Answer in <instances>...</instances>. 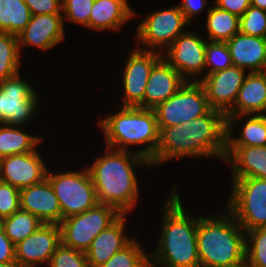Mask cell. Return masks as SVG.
Instances as JSON below:
<instances>
[{"mask_svg":"<svg viewBox=\"0 0 266 267\" xmlns=\"http://www.w3.org/2000/svg\"><path fill=\"white\" fill-rule=\"evenodd\" d=\"M159 128V145L150 165L187 157H216L225 160L227 119L219 110L168 127Z\"/></svg>","mask_w":266,"mask_h":267,"instance_id":"6da1fadb","label":"cell"},{"mask_svg":"<svg viewBox=\"0 0 266 267\" xmlns=\"http://www.w3.org/2000/svg\"><path fill=\"white\" fill-rule=\"evenodd\" d=\"M105 153L87 166L97 200L114 207L120 214H127L134 210L140 195L135 167H151L150 161L135 151L106 147Z\"/></svg>","mask_w":266,"mask_h":267,"instance_id":"7a4b0ae2","label":"cell"},{"mask_svg":"<svg viewBox=\"0 0 266 267\" xmlns=\"http://www.w3.org/2000/svg\"><path fill=\"white\" fill-rule=\"evenodd\" d=\"M173 187V192L162 208V233L158 246L152 254L149 253L150 267H200L197 247L198 217L186 213L178 187Z\"/></svg>","mask_w":266,"mask_h":267,"instance_id":"3957f363","label":"cell"},{"mask_svg":"<svg viewBox=\"0 0 266 267\" xmlns=\"http://www.w3.org/2000/svg\"><path fill=\"white\" fill-rule=\"evenodd\" d=\"M217 216L198 217L200 267H232L245 263L246 232L229 211L226 216L220 213Z\"/></svg>","mask_w":266,"mask_h":267,"instance_id":"277c9868","label":"cell"},{"mask_svg":"<svg viewBox=\"0 0 266 267\" xmlns=\"http://www.w3.org/2000/svg\"><path fill=\"white\" fill-rule=\"evenodd\" d=\"M107 147L130 151L129 145H143L142 150H135L148 161L159 145V128L154 109L136 106H123L116 114L99 121Z\"/></svg>","mask_w":266,"mask_h":267,"instance_id":"5b68a950","label":"cell"},{"mask_svg":"<svg viewBox=\"0 0 266 267\" xmlns=\"http://www.w3.org/2000/svg\"><path fill=\"white\" fill-rule=\"evenodd\" d=\"M232 190L226 208L244 231L266 227V179H233Z\"/></svg>","mask_w":266,"mask_h":267,"instance_id":"8992f818","label":"cell"},{"mask_svg":"<svg viewBox=\"0 0 266 267\" xmlns=\"http://www.w3.org/2000/svg\"><path fill=\"white\" fill-rule=\"evenodd\" d=\"M46 178L50 181L59 201L62 219L81 214L99 203L86 166L79 172L68 171L56 174L47 170Z\"/></svg>","mask_w":266,"mask_h":267,"instance_id":"52a82bcc","label":"cell"},{"mask_svg":"<svg viewBox=\"0 0 266 267\" xmlns=\"http://www.w3.org/2000/svg\"><path fill=\"white\" fill-rule=\"evenodd\" d=\"M120 215L114 207L98 203L81 214L62 219L59 223L61 243L86 252L91 246L92 240Z\"/></svg>","mask_w":266,"mask_h":267,"instance_id":"ba28073f","label":"cell"},{"mask_svg":"<svg viewBox=\"0 0 266 267\" xmlns=\"http://www.w3.org/2000/svg\"><path fill=\"white\" fill-rule=\"evenodd\" d=\"M186 25L190 23L185 19L178 5L148 13L145 20L143 19L137 26L136 38L140 44L136 46L161 53L162 50H167L179 35L186 32L183 29Z\"/></svg>","mask_w":266,"mask_h":267,"instance_id":"9c48e42d","label":"cell"},{"mask_svg":"<svg viewBox=\"0 0 266 267\" xmlns=\"http://www.w3.org/2000/svg\"><path fill=\"white\" fill-rule=\"evenodd\" d=\"M210 109L204 87L199 82H185L173 96L154 108V111L158 127H168L191 122Z\"/></svg>","mask_w":266,"mask_h":267,"instance_id":"30bf717a","label":"cell"},{"mask_svg":"<svg viewBox=\"0 0 266 267\" xmlns=\"http://www.w3.org/2000/svg\"><path fill=\"white\" fill-rule=\"evenodd\" d=\"M20 72L0 81V123L23 128L38 110V96Z\"/></svg>","mask_w":266,"mask_h":267,"instance_id":"8fae6325","label":"cell"},{"mask_svg":"<svg viewBox=\"0 0 266 267\" xmlns=\"http://www.w3.org/2000/svg\"><path fill=\"white\" fill-rule=\"evenodd\" d=\"M206 43L197 33L188 31L179 35L162 57L186 82H199L205 68Z\"/></svg>","mask_w":266,"mask_h":267,"instance_id":"7c38bea8","label":"cell"},{"mask_svg":"<svg viewBox=\"0 0 266 267\" xmlns=\"http://www.w3.org/2000/svg\"><path fill=\"white\" fill-rule=\"evenodd\" d=\"M126 60L122 85L124 89L123 106L144 108V94L153 65L164 54L136 47Z\"/></svg>","mask_w":266,"mask_h":267,"instance_id":"4fadbf2b","label":"cell"},{"mask_svg":"<svg viewBox=\"0 0 266 267\" xmlns=\"http://www.w3.org/2000/svg\"><path fill=\"white\" fill-rule=\"evenodd\" d=\"M246 72L247 70L233 65L225 70L200 77L199 83L204 87L211 109L219 110L225 115L231 110L243 85Z\"/></svg>","mask_w":266,"mask_h":267,"instance_id":"5bb4252c","label":"cell"},{"mask_svg":"<svg viewBox=\"0 0 266 267\" xmlns=\"http://www.w3.org/2000/svg\"><path fill=\"white\" fill-rule=\"evenodd\" d=\"M61 244L59 224L43 223L35 232L15 245V260L25 267L48 266L51 256Z\"/></svg>","mask_w":266,"mask_h":267,"instance_id":"9a60e30c","label":"cell"},{"mask_svg":"<svg viewBox=\"0 0 266 267\" xmlns=\"http://www.w3.org/2000/svg\"><path fill=\"white\" fill-rule=\"evenodd\" d=\"M47 170L38 149L0 158V180L19 190L42 182Z\"/></svg>","mask_w":266,"mask_h":267,"instance_id":"2e32d148","label":"cell"},{"mask_svg":"<svg viewBox=\"0 0 266 267\" xmlns=\"http://www.w3.org/2000/svg\"><path fill=\"white\" fill-rule=\"evenodd\" d=\"M63 14L31 15L25 29L17 36L19 50L23 46H35L41 51H48L65 38ZM23 45V46H22Z\"/></svg>","mask_w":266,"mask_h":267,"instance_id":"e0dca14e","label":"cell"},{"mask_svg":"<svg viewBox=\"0 0 266 267\" xmlns=\"http://www.w3.org/2000/svg\"><path fill=\"white\" fill-rule=\"evenodd\" d=\"M20 209L35 215L45 224H59L62 221L59 201L47 178L20 190Z\"/></svg>","mask_w":266,"mask_h":267,"instance_id":"ac0fdd59","label":"cell"},{"mask_svg":"<svg viewBox=\"0 0 266 267\" xmlns=\"http://www.w3.org/2000/svg\"><path fill=\"white\" fill-rule=\"evenodd\" d=\"M186 81L163 57L152 67L144 94V108L154 109L173 96Z\"/></svg>","mask_w":266,"mask_h":267,"instance_id":"d6986e66","label":"cell"},{"mask_svg":"<svg viewBox=\"0 0 266 267\" xmlns=\"http://www.w3.org/2000/svg\"><path fill=\"white\" fill-rule=\"evenodd\" d=\"M121 214L112 224L99 233L85 252L90 267L106 263L116 252L126 247L134 238L126 235V217Z\"/></svg>","mask_w":266,"mask_h":267,"instance_id":"ffe728a7","label":"cell"},{"mask_svg":"<svg viewBox=\"0 0 266 267\" xmlns=\"http://www.w3.org/2000/svg\"><path fill=\"white\" fill-rule=\"evenodd\" d=\"M224 162L233 179H266V146H226Z\"/></svg>","mask_w":266,"mask_h":267,"instance_id":"44dd1931","label":"cell"},{"mask_svg":"<svg viewBox=\"0 0 266 267\" xmlns=\"http://www.w3.org/2000/svg\"><path fill=\"white\" fill-rule=\"evenodd\" d=\"M234 66L249 73L261 72L266 61V38L238 32L226 42Z\"/></svg>","mask_w":266,"mask_h":267,"instance_id":"7402d4cb","label":"cell"},{"mask_svg":"<svg viewBox=\"0 0 266 267\" xmlns=\"http://www.w3.org/2000/svg\"><path fill=\"white\" fill-rule=\"evenodd\" d=\"M266 112V76L247 73L237 100L226 116L264 114Z\"/></svg>","mask_w":266,"mask_h":267,"instance_id":"603a6c76","label":"cell"},{"mask_svg":"<svg viewBox=\"0 0 266 267\" xmlns=\"http://www.w3.org/2000/svg\"><path fill=\"white\" fill-rule=\"evenodd\" d=\"M135 12L128 0H94L89 29L118 31L128 20L133 19Z\"/></svg>","mask_w":266,"mask_h":267,"instance_id":"cb8c5ba5","label":"cell"},{"mask_svg":"<svg viewBox=\"0 0 266 267\" xmlns=\"http://www.w3.org/2000/svg\"><path fill=\"white\" fill-rule=\"evenodd\" d=\"M243 116L249 117L243 123L239 137H233L234 124ZM226 119V146H266V114L226 116Z\"/></svg>","mask_w":266,"mask_h":267,"instance_id":"d4e9b609","label":"cell"},{"mask_svg":"<svg viewBox=\"0 0 266 267\" xmlns=\"http://www.w3.org/2000/svg\"><path fill=\"white\" fill-rule=\"evenodd\" d=\"M43 137L29 135L18 126L0 123V158L35 151Z\"/></svg>","mask_w":266,"mask_h":267,"instance_id":"484cf974","label":"cell"},{"mask_svg":"<svg viewBox=\"0 0 266 267\" xmlns=\"http://www.w3.org/2000/svg\"><path fill=\"white\" fill-rule=\"evenodd\" d=\"M207 41L227 42L239 32L240 17L228 11L210 6L207 10Z\"/></svg>","mask_w":266,"mask_h":267,"instance_id":"4316f807","label":"cell"},{"mask_svg":"<svg viewBox=\"0 0 266 267\" xmlns=\"http://www.w3.org/2000/svg\"><path fill=\"white\" fill-rule=\"evenodd\" d=\"M31 15L24 0H0V32L18 36L28 25Z\"/></svg>","mask_w":266,"mask_h":267,"instance_id":"83f0119b","label":"cell"},{"mask_svg":"<svg viewBox=\"0 0 266 267\" xmlns=\"http://www.w3.org/2000/svg\"><path fill=\"white\" fill-rule=\"evenodd\" d=\"M6 235L16 245L35 232L43 222L35 215L19 209L0 221Z\"/></svg>","mask_w":266,"mask_h":267,"instance_id":"f1b7e54d","label":"cell"},{"mask_svg":"<svg viewBox=\"0 0 266 267\" xmlns=\"http://www.w3.org/2000/svg\"><path fill=\"white\" fill-rule=\"evenodd\" d=\"M20 54L18 37L0 32V81L20 72Z\"/></svg>","mask_w":266,"mask_h":267,"instance_id":"f546056e","label":"cell"},{"mask_svg":"<svg viewBox=\"0 0 266 267\" xmlns=\"http://www.w3.org/2000/svg\"><path fill=\"white\" fill-rule=\"evenodd\" d=\"M138 242L133 239L126 247L98 267H150V255L145 253Z\"/></svg>","mask_w":266,"mask_h":267,"instance_id":"4dcf8cb0","label":"cell"},{"mask_svg":"<svg viewBox=\"0 0 266 267\" xmlns=\"http://www.w3.org/2000/svg\"><path fill=\"white\" fill-rule=\"evenodd\" d=\"M245 263L248 267H266V227L246 231Z\"/></svg>","mask_w":266,"mask_h":267,"instance_id":"1f68e13d","label":"cell"},{"mask_svg":"<svg viewBox=\"0 0 266 267\" xmlns=\"http://www.w3.org/2000/svg\"><path fill=\"white\" fill-rule=\"evenodd\" d=\"M231 66H233V62L227 43L207 41L204 68V72H207L203 77Z\"/></svg>","mask_w":266,"mask_h":267,"instance_id":"d6a6232c","label":"cell"},{"mask_svg":"<svg viewBox=\"0 0 266 267\" xmlns=\"http://www.w3.org/2000/svg\"><path fill=\"white\" fill-rule=\"evenodd\" d=\"M239 32L266 38V10L250 6L240 17Z\"/></svg>","mask_w":266,"mask_h":267,"instance_id":"836d02e7","label":"cell"},{"mask_svg":"<svg viewBox=\"0 0 266 267\" xmlns=\"http://www.w3.org/2000/svg\"><path fill=\"white\" fill-rule=\"evenodd\" d=\"M48 267H90L86 253L62 243L51 256Z\"/></svg>","mask_w":266,"mask_h":267,"instance_id":"e575fe53","label":"cell"},{"mask_svg":"<svg viewBox=\"0 0 266 267\" xmlns=\"http://www.w3.org/2000/svg\"><path fill=\"white\" fill-rule=\"evenodd\" d=\"M93 3L94 0H62V12L68 21L89 28Z\"/></svg>","mask_w":266,"mask_h":267,"instance_id":"d590c367","label":"cell"},{"mask_svg":"<svg viewBox=\"0 0 266 267\" xmlns=\"http://www.w3.org/2000/svg\"><path fill=\"white\" fill-rule=\"evenodd\" d=\"M20 209V190L0 180V221Z\"/></svg>","mask_w":266,"mask_h":267,"instance_id":"8d00e7d4","label":"cell"},{"mask_svg":"<svg viewBox=\"0 0 266 267\" xmlns=\"http://www.w3.org/2000/svg\"><path fill=\"white\" fill-rule=\"evenodd\" d=\"M32 15L62 14V0H24Z\"/></svg>","mask_w":266,"mask_h":267,"instance_id":"74e56055","label":"cell"},{"mask_svg":"<svg viewBox=\"0 0 266 267\" xmlns=\"http://www.w3.org/2000/svg\"><path fill=\"white\" fill-rule=\"evenodd\" d=\"M215 6L241 17L251 6L250 0H214Z\"/></svg>","mask_w":266,"mask_h":267,"instance_id":"f35d334b","label":"cell"},{"mask_svg":"<svg viewBox=\"0 0 266 267\" xmlns=\"http://www.w3.org/2000/svg\"><path fill=\"white\" fill-rule=\"evenodd\" d=\"M15 260V244L6 235L0 224V263H9Z\"/></svg>","mask_w":266,"mask_h":267,"instance_id":"ab89813d","label":"cell"},{"mask_svg":"<svg viewBox=\"0 0 266 267\" xmlns=\"http://www.w3.org/2000/svg\"><path fill=\"white\" fill-rule=\"evenodd\" d=\"M207 2V0H183L178 7L184 14L185 19L191 24L192 18L196 19V16L203 11Z\"/></svg>","mask_w":266,"mask_h":267,"instance_id":"60d3db41","label":"cell"},{"mask_svg":"<svg viewBox=\"0 0 266 267\" xmlns=\"http://www.w3.org/2000/svg\"><path fill=\"white\" fill-rule=\"evenodd\" d=\"M251 6L266 10V0H250Z\"/></svg>","mask_w":266,"mask_h":267,"instance_id":"b9f144b4","label":"cell"},{"mask_svg":"<svg viewBox=\"0 0 266 267\" xmlns=\"http://www.w3.org/2000/svg\"><path fill=\"white\" fill-rule=\"evenodd\" d=\"M0 267H25V266L19 263L17 260H14L9 263H0Z\"/></svg>","mask_w":266,"mask_h":267,"instance_id":"7bdbcfd3","label":"cell"},{"mask_svg":"<svg viewBox=\"0 0 266 267\" xmlns=\"http://www.w3.org/2000/svg\"><path fill=\"white\" fill-rule=\"evenodd\" d=\"M265 76H266V61H265V64H264V67H263V70L261 71Z\"/></svg>","mask_w":266,"mask_h":267,"instance_id":"ee69618b","label":"cell"},{"mask_svg":"<svg viewBox=\"0 0 266 267\" xmlns=\"http://www.w3.org/2000/svg\"><path fill=\"white\" fill-rule=\"evenodd\" d=\"M232 267H248L246 263H243L241 265H238V266H232Z\"/></svg>","mask_w":266,"mask_h":267,"instance_id":"f6af8a7d","label":"cell"}]
</instances>
